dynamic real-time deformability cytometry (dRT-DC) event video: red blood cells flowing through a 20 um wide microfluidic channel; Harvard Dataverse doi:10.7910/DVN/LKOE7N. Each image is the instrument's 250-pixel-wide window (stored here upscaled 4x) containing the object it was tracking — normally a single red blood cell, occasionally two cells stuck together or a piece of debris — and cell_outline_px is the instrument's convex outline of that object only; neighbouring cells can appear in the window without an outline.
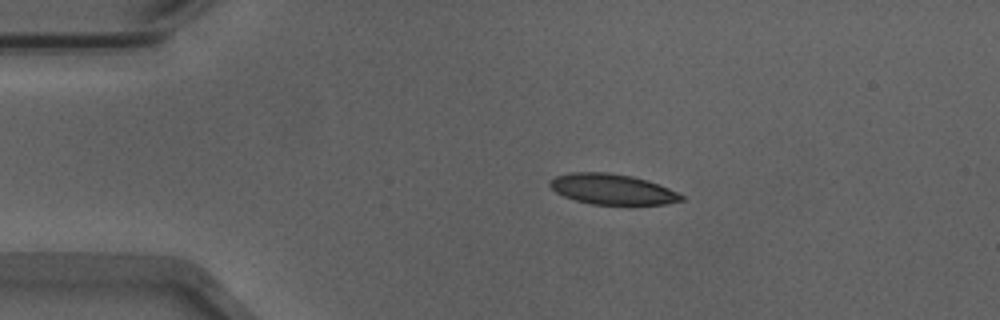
{"species": "Egyptian fruit bat (a non-hibernating species)", "species_latin": "Rousettus aegyptiacus", "temperature_condition": "warm", "stored_images_in_passage": 43, "camera_frame_rate_fps": 3000, "um_per_image_px": 0.085, "animal": {"sex": "male"}, "frame": {"image": 1, "passage_image": 1, "time_ms": 0.0, "image_size_px": [1000, 320], "cell_outline_px": [[684, 200], [664, 204], [592, 204], [576, 200], [564, 196], [556, 192], [548, 184], [548, 180], [556, 176], [568, 172], [608, 172], [632, 176], [648, 180], [668, 188], [684, 196]], "centroid_in_image_um": [52.01, 16.07], "position_along_channel_um": 33.0, "area_um2": 23.29}}
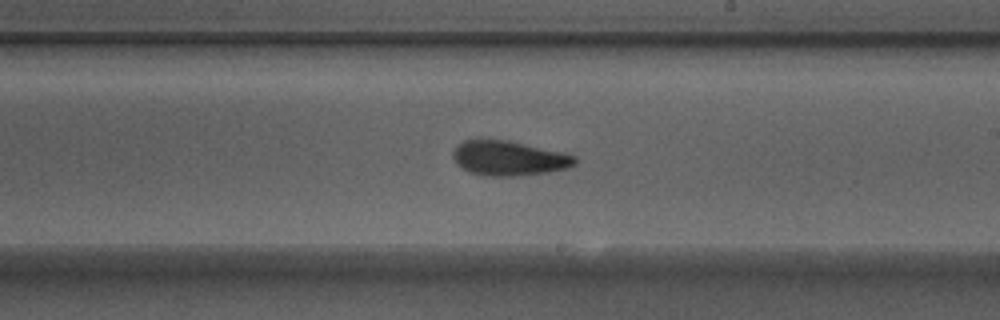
{"frame": {"image": 2, "passage_image": 21, "time_ms": 6.667, "image_size_px": [1000, 320], "cell_outline_px": [[576, 164], [568, 168], [548, 172], [512, 176], [488, 176], [468, 172], [456, 164], [452, 156], [452, 152], [456, 144], [464, 140], [480, 136], [508, 140], [564, 152], [576, 156]], "centroid_in_image_um": [43.19, 13.4], "position_along_channel_um": 245.8, "area_um2": 25.49}}
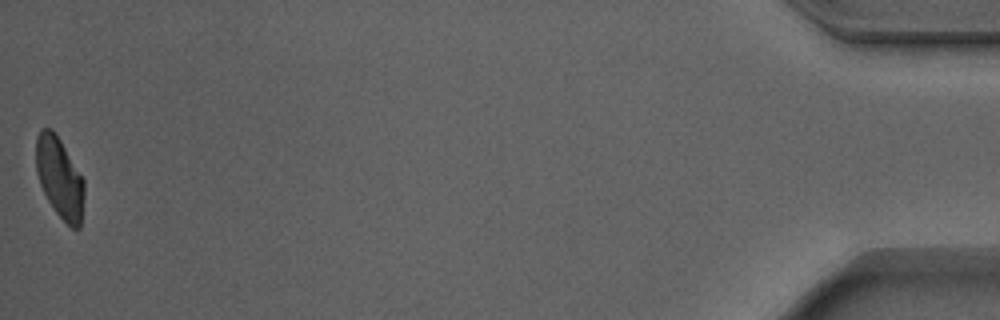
{"frame": {"image": 3, "passage_image": 43, "time_ms": 14.0, "image_size_px": [1000, 320], "cell_outline_px": [[84, 196], [80, 228], [72, 228], [56, 212], [48, 200], [40, 184], [36, 172], [36, 136], [40, 128], [52, 128], [60, 140], [84, 180]], "centroid_in_image_um": [5.05, 15.08], "position_along_channel_um": 430.1, "area_um2": 22.48}, "authors_computed_cell_mechanics": {"area_um2": 24.5072, "velocity_mm_per_s": 3.8848, "shape_relaxation_time_tau1_ms": 3.709, "shape_relaxation_time_tau2_ms": 1.9139, "deformation_change_tau1": 0.1456, "deformation_change_tau2": 0.0893}}